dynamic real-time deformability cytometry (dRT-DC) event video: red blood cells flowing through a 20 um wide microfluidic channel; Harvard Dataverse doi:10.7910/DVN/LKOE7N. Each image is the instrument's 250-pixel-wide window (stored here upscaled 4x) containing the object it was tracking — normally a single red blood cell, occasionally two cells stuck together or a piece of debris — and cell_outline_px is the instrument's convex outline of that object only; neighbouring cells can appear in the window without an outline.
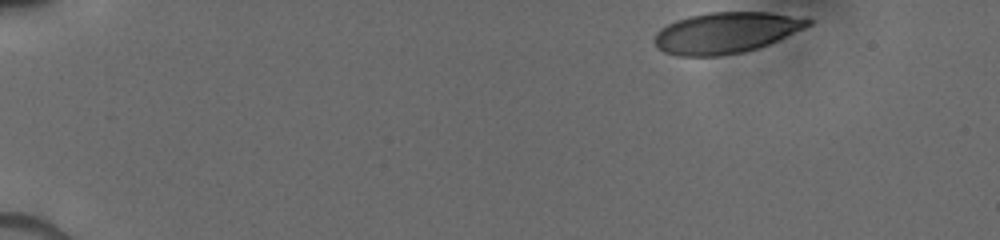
{"species": "human", "species_latin": "Homo sapiens", "temperature_condition": "cold", "stored_images_in_passage": 6, "camera_frame_rate_fps": 3000, "um_per_image_px": 0.085, "donor": {"sex": "male"}, "frame": {"image": 1, "passage_image": 1, "time_ms": 0.0, "image_size_px": [1000, 240], "cell_outline_px": [[812, 24], [804, 28], [768, 44], [744, 52], [720, 56], [676, 56], [664, 52], [656, 48], [652, 40], [656, 32], [660, 28], [676, 20], [688, 16], [712, 12], [768, 12], [812, 20]], "centroid_in_image_um": [61.61, 2.79], "position_along_channel_um": 23.4, "area_um2": 36.59}}
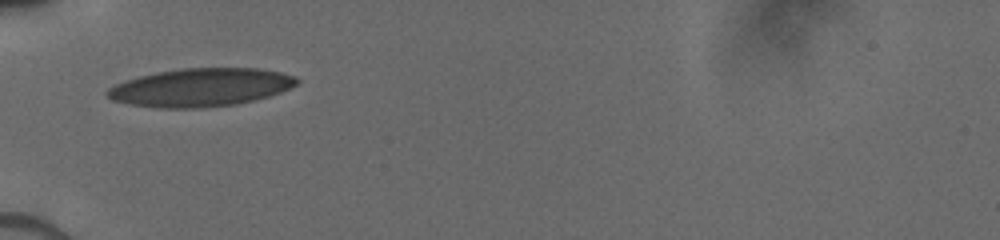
{"frame": {"image": 2, "passage_image": 5, "time_ms": 4.0, "image_size_px": [1000, 240], "cell_outline_px": [[300, 84], [280, 92], [268, 96], [236, 104], [200, 108], [160, 108], [132, 104], [112, 100], [104, 92], [108, 88], [124, 80], [156, 72], [180, 68], [260, 68], [280, 72], [296, 76], [300, 80]], "centroid_in_image_um": [17.08, 7.42], "position_along_channel_um": 67.9, "area_um2": 42.25}}